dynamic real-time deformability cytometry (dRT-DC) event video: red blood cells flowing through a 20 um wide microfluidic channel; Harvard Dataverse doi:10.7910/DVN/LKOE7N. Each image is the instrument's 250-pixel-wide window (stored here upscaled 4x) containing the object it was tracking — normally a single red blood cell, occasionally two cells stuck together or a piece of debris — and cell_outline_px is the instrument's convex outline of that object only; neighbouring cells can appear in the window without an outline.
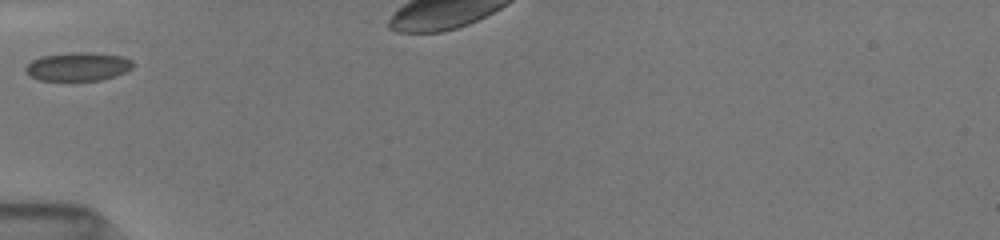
{"species": "common noctule bat (a hibernating species)", "species_latin": "Nyctalus noctula", "temperature_condition": "room temperature", "stored_images_in_passage": 4, "camera_frame_rate_fps": 3000, "um_per_image_px": 0.085, "animal": {"sex": "female", "body_mass_g": 19.5, "forearm_length_mm": 54.1}, "frame": {"image": 1, "passage_image": 1, "time_ms": 0.0, "image_size_px": [1000, 240], "cell_outline_px": [[132, 68], [116, 76], [100, 80], [40, 80], [28, 76], [24, 72], [24, 68], [32, 60], [40, 56], [68, 52], [92, 52], [120, 56], [132, 60]], "centroid_in_image_um": [6.58, 5.65], "position_along_channel_um": 78.4, "area_um2": 17.98}}
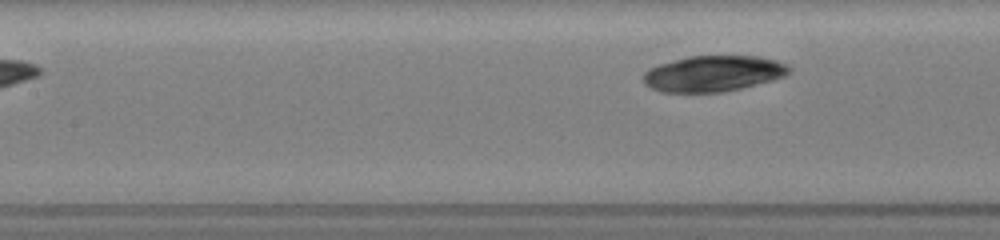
{"frame": {"image": 2, "passage_image": 4, "time_ms": 3.333, "image_size_px": [1000, 240], "cell_outline_px": [[792, 68], [784, 76], [772, 80], [724, 92], [660, 92], [644, 84], [644, 72], [648, 68], [660, 64], [688, 56], [756, 56], [772, 60], [784, 64]], "centroid_in_image_um": [60.58, 6.26], "position_along_channel_um": 146.8, "area_um2": 30.17}}